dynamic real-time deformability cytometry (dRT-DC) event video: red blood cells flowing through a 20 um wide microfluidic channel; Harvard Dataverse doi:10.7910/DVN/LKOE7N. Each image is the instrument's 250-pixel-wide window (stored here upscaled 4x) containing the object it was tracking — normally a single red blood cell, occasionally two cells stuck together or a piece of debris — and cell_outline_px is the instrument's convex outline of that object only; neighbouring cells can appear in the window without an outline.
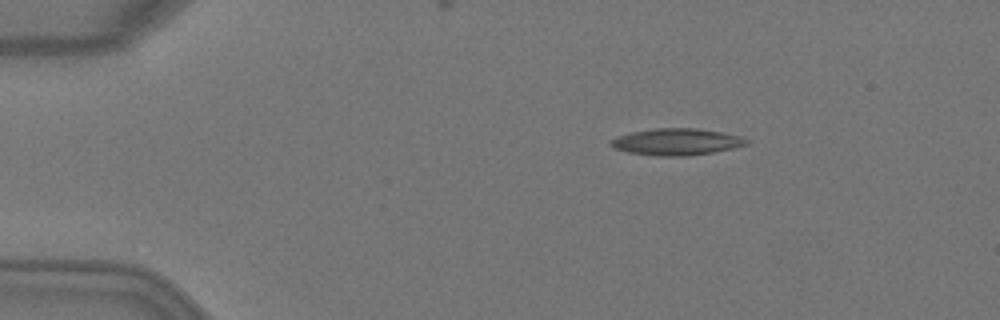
{"species": "Egyptian fruit bat (a non-hibernating species)", "species_latin": "Rousettus aegyptiacus", "temperature_condition": "warm", "stored_images_in_passage": 4, "camera_frame_rate_fps": 3000, "um_per_image_px": 0.085, "animal": {"sex": "female"}, "frame": {"image": 1, "passage_image": 2, "time_ms": 0.333, "image_size_px": [1000, 320], "cell_outline_px": [[748, 144], [732, 148], [712, 152], [688, 156], [656, 156], [628, 152], [616, 148], [608, 144], [616, 136], [632, 132], [652, 128], [696, 128], [720, 132], [740, 136], [748, 140]], "centroid_in_image_um": [57.48, 12.05], "position_along_channel_um": 27.5, "area_um2": 20.98}}
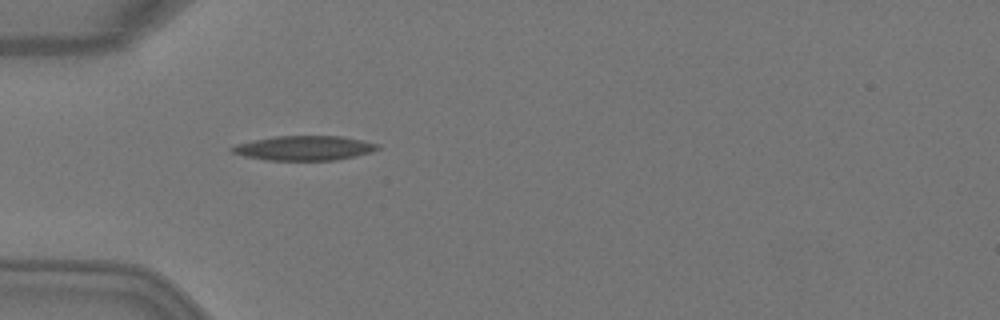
{"frame": {"image": 2, "passage_image": 4, "time_ms": 1.0, "image_size_px": [1000, 320], "cell_outline_px": [[380, 148], [372, 152], [356, 156], [336, 160], [264, 160], [244, 156], [232, 152], [228, 148], [236, 144], [252, 140], [276, 136], [344, 136], [380, 144]], "centroid_in_image_um": [25.87, 12.58], "position_along_channel_um": 59.1, "area_um2": 21.04}}